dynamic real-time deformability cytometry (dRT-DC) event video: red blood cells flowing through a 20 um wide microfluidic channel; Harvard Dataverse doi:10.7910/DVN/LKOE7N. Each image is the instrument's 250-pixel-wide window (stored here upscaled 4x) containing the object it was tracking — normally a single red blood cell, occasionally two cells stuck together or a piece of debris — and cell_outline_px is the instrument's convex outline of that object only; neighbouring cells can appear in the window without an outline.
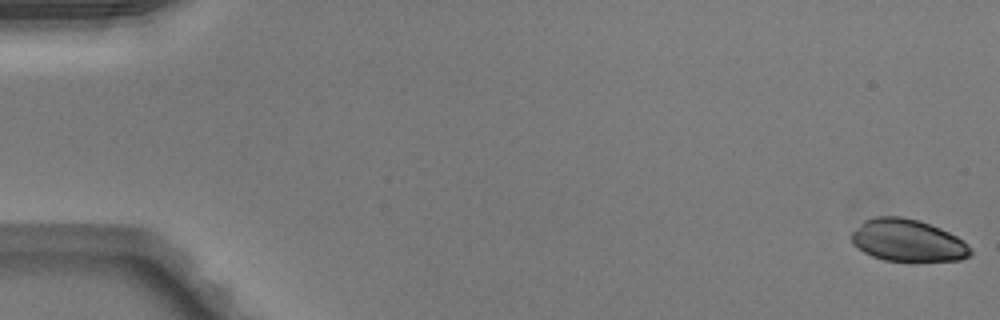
{"species": "Egyptian fruit bat (a non-hibernating species)", "species_latin": "Rousettus aegyptiacus", "temperature_condition": "warm", "stored_images_in_passage": 21, "camera_frame_rate_fps": 3000, "um_per_image_px": 0.085, "animal": {"sex": "male"}, "frame": {"image": 1, "passage_image": 1, "time_ms": 0.0, "image_size_px": [1000, 320], "cell_outline_px": [[972, 256], [960, 260], [884, 260], [872, 256], [864, 252], [852, 244], [852, 232], [864, 220], [876, 216], [900, 216], [920, 220], [940, 228], [964, 240], [972, 248]], "centroid_in_image_um": [77.17, 20.42], "position_along_channel_um": 7.8, "area_um2": 29.19}}
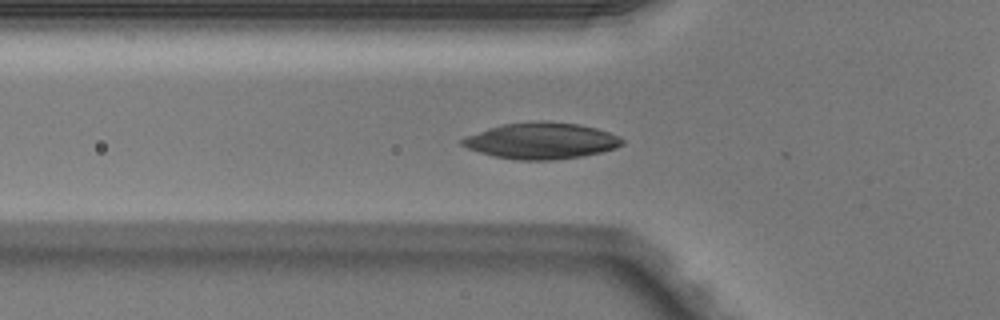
{"frame": {"image": 2, "passage_image": 18, "time_ms": 5.667, "image_size_px": [1000, 320], "cell_outline_px": [[624, 144], [616, 148], [600, 152], [580, 156], [556, 160], [516, 160], [492, 156], [468, 148], [460, 144], [460, 140], [464, 136], [504, 124], [580, 124], [596, 128], [620, 136], [624, 140]], "centroid_in_image_um": [46.02, 12.02], "position_along_channel_um": 79.8, "area_um2": 32.77}}